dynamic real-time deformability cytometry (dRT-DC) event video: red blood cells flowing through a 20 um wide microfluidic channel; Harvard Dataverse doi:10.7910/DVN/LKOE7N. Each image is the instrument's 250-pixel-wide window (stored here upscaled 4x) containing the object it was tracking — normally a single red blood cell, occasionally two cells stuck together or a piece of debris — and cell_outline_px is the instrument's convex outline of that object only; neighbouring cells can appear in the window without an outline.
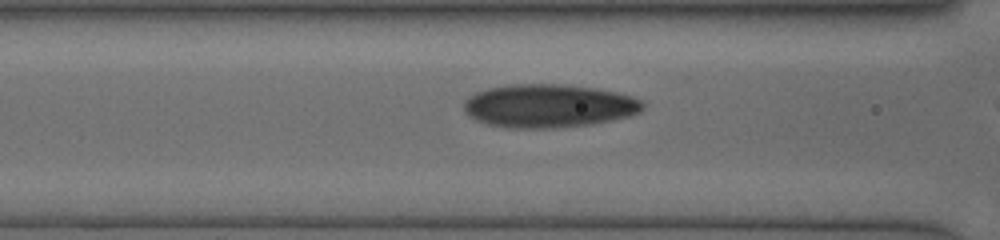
{"species": "human", "species_latin": "Homo sapiens", "temperature_condition": "cold", "stored_images_in_passage": 23, "camera_frame_rate_fps": 3000, "um_per_image_px": 0.085, "donor": {"sex": "female"}, "frame": {"image": 1, "passage_image": 20, "time_ms": 4.333, "image_size_px": [1000, 240], "cell_outline_px": [[644, 108], [640, 112], [632, 116], [592, 124], [552, 128], [508, 128], [488, 124], [476, 120], [468, 116], [464, 112], [464, 100], [468, 96], [476, 92], [488, 88], [512, 84], [568, 84], [596, 88], [616, 92], [632, 96], [644, 100]], "centroid_in_image_um": [46.66, 9.0], "position_along_channel_um": 119.9, "area_um2": 45.72}}